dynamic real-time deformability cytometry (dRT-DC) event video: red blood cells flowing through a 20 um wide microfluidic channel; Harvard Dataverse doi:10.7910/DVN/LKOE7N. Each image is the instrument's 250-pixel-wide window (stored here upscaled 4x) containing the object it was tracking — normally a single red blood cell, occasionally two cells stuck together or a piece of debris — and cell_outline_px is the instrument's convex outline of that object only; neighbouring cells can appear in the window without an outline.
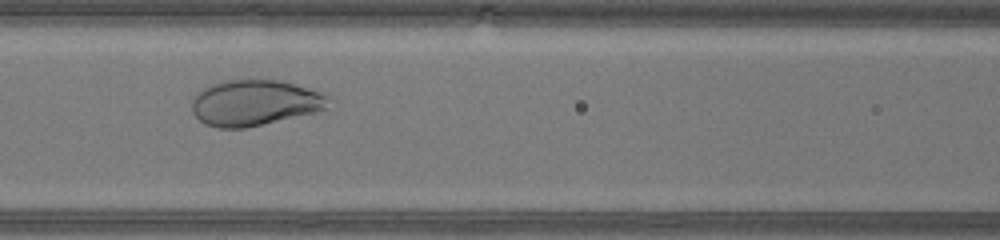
{"species": "human", "species_latin": "Homo sapiens", "temperature_condition": "warm", "stored_images_in_passage": 32, "camera_frame_rate_fps": 3000, "um_per_image_px": 0.085, "donor": {"sex": "male"}, "frame": {"image": 1, "passage_image": 14, "time_ms": 4.333, "image_size_px": [1000, 240], "cell_outline_px": [[332, 96], [324, 108], [316, 112], [244, 128], [216, 128], [204, 124], [192, 112], [192, 100], [208, 84], [224, 80], [280, 80], [328, 92]], "centroid_in_image_um": [21.69, 8.72], "position_along_channel_um": 144.9, "area_um2": 36.7}}
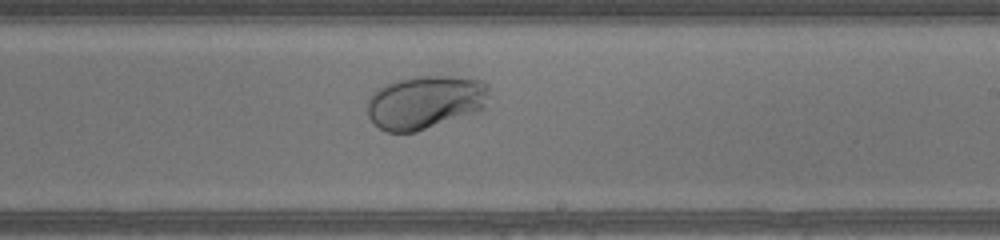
{"frame": {"image": 2, "passage_image": 21, "time_ms": 6.667, "image_size_px": [1000, 240], "cell_outline_px": [[488, 96], [484, 108], [480, 112], [416, 132], [388, 132], [380, 128], [368, 116], [368, 96], [376, 88], [384, 84], [396, 80], [416, 76], [452, 76], [480, 80], [488, 84]], "centroid_in_image_um": [36.15, 8.68], "position_along_channel_um": 252.8, "area_um2": 38.38}}
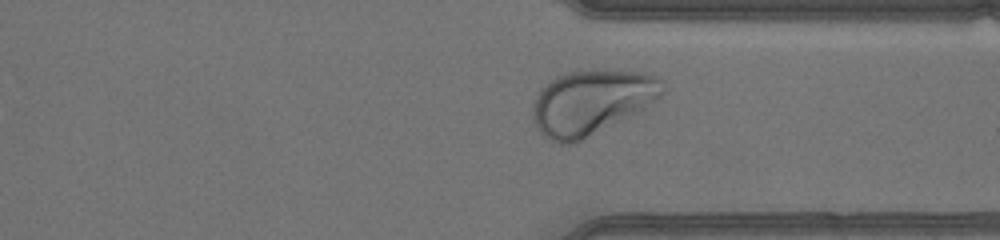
{"frame": {"image": 3, "passage_image": 28, "time_ms": 9.0, "image_size_px": [1000, 240], "cell_outline_px": [[664, 92], [656, 100], [644, 108], [572, 144], [560, 144], [548, 140], [536, 128], [532, 116], [532, 104], [540, 88], [548, 80], [556, 76], [568, 72], [592, 68], [608, 68], [644, 72], [656, 76], [664, 80]], "centroid_in_image_um": [50.25, 8.63], "position_along_channel_um": 361.1, "area_um2": 49.59}}